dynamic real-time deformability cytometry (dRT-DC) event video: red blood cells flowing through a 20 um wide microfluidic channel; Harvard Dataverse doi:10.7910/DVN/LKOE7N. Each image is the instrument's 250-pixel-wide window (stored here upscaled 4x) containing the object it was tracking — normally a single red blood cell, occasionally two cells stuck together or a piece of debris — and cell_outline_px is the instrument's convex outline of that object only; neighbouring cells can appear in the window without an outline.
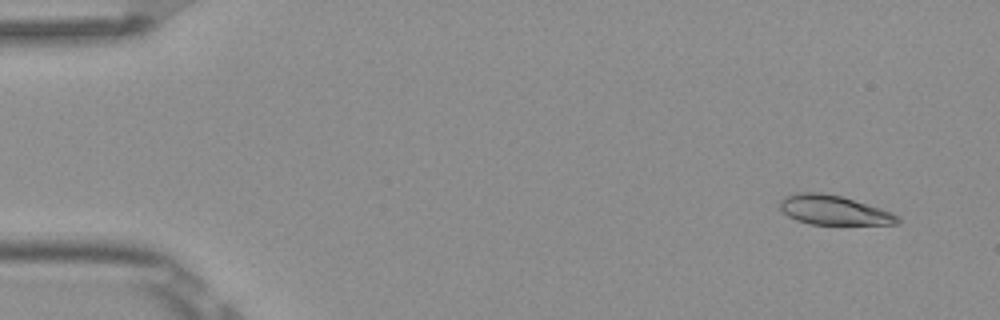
{"species": "Egyptian fruit bat (a non-hibernating species)", "species_latin": "Rousettus aegyptiacus", "temperature_condition": "room temperature", "stored_images_in_passage": 9, "camera_frame_rate_fps": 3000, "um_per_image_px": 0.085, "frame": {"image": 1, "passage_image": 1, "time_ms": 0.0, "image_size_px": [1000, 320], "cell_outline_px": [[900, 224], [808, 224], [796, 220], [788, 216], [780, 208], [780, 200], [784, 196], [796, 192], [820, 192], [840, 196], [880, 208], [892, 212], [900, 216]], "centroid_in_image_um": [70.86, 17.86], "position_along_channel_um": 14.1, "area_um2": 20.17}}
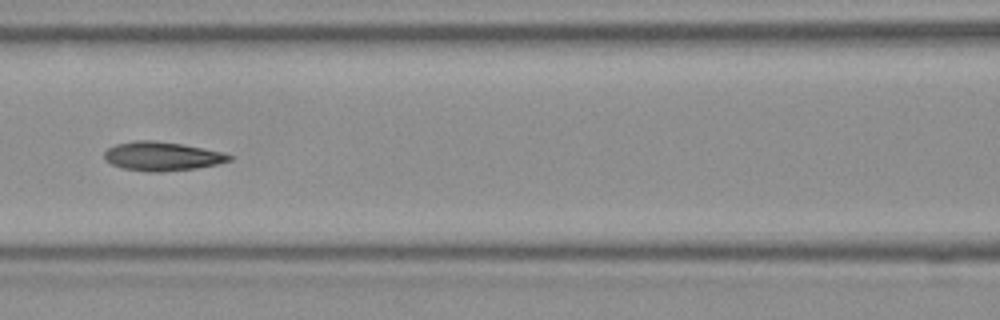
{"frame": {"image": 2, "passage_image": 6, "time_ms": 1.667, "image_size_px": [1000, 320], "cell_outline_px": [[232, 160], [216, 164], [196, 168], [160, 172], [148, 172], [124, 168], [112, 164], [104, 160], [104, 152], [108, 148], [116, 144], [132, 140], [152, 140], [180, 144], [220, 152], [232, 156]], "centroid_in_image_um": [13.71, 13.28], "position_along_channel_um": 152.9, "area_um2": 20.81}}
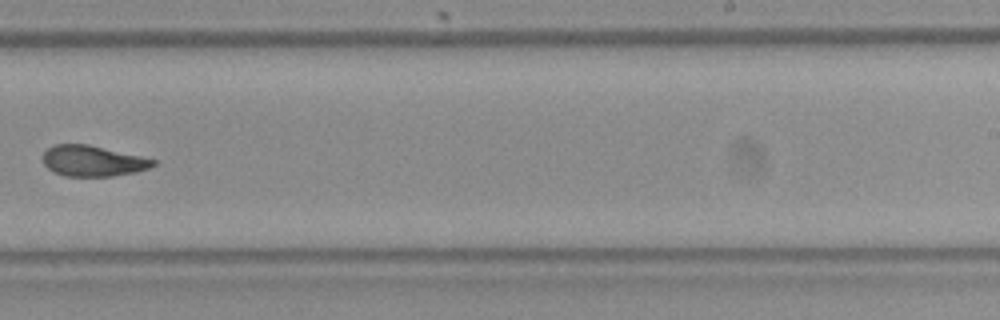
{"frame": {"image": 3, "passage_image": 9, "time_ms": 2.667, "image_size_px": [1000, 320], "cell_outline_px": [[156, 164], [148, 168], [136, 172], [112, 176], [64, 176], [52, 172], [44, 164], [40, 156], [52, 144], [88, 144], [140, 156], [156, 160]], "centroid_in_image_um": [7.83, 13.68], "position_along_channel_um": 281.2, "area_um2": 19.88}}